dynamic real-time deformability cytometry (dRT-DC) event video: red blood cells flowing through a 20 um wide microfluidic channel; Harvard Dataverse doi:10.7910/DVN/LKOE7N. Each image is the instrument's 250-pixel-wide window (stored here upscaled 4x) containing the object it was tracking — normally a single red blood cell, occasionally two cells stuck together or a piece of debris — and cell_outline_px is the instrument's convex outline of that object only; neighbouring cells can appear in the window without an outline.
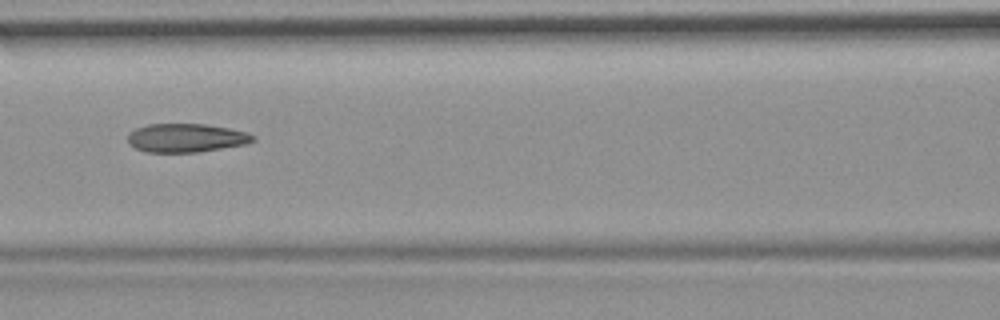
{"species": "common noctule bat (a hibernating species)", "species_latin": "Nyctalus noctula", "temperature_condition": "room temperature", "stored_images_in_passage": 6, "camera_frame_rate_fps": 3000, "um_per_image_px": 0.085, "animal": {"sex": "female", "body_mass_g": 19.9}, "frame": {"image": 1, "passage_image": 4, "time_ms": 1.0, "image_size_px": [1000, 320], "cell_outline_px": [[256, 140], [244, 144], [200, 152], [144, 152], [128, 144], [128, 136], [136, 128], [148, 124], [204, 124], [228, 128], [248, 132], [256, 136]], "centroid_in_image_um": [15.83, 11.72], "position_along_channel_um": 150.8, "area_um2": 20.87}}